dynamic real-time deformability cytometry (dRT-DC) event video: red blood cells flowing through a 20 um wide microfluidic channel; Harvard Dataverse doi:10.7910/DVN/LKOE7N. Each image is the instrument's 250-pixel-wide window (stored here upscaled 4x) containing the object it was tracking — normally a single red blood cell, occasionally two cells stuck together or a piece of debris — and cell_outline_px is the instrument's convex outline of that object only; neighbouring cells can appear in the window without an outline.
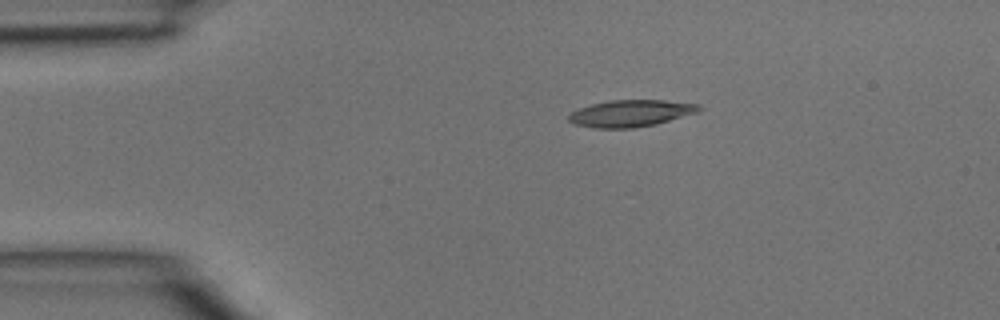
{"species": "common noctule bat (a hibernating species)", "species_latin": "Nyctalus noctula", "temperature_condition": "room temperature", "stored_images_in_passage": 3, "camera_frame_rate_fps": 3000, "um_per_image_px": 0.085, "animal": {"sex": "male", "body_mass_g": 15.6}, "frame": {"image": 1, "passage_image": 2, "time_ms": 0.333, "image_size_px": [1000, 320], "cell_outline_px": [[704, 108], [696, 112], [656, 124], [632, 128], [596, 128], [576, 124], [568, 120], [568, 116], [576, 108], [608, 100], [664, 100], [700, 104]], "centroid_in_image_um": [53.61, 9.62], "position_along_channel_um": 31.4, "area_um2": 20.29}}